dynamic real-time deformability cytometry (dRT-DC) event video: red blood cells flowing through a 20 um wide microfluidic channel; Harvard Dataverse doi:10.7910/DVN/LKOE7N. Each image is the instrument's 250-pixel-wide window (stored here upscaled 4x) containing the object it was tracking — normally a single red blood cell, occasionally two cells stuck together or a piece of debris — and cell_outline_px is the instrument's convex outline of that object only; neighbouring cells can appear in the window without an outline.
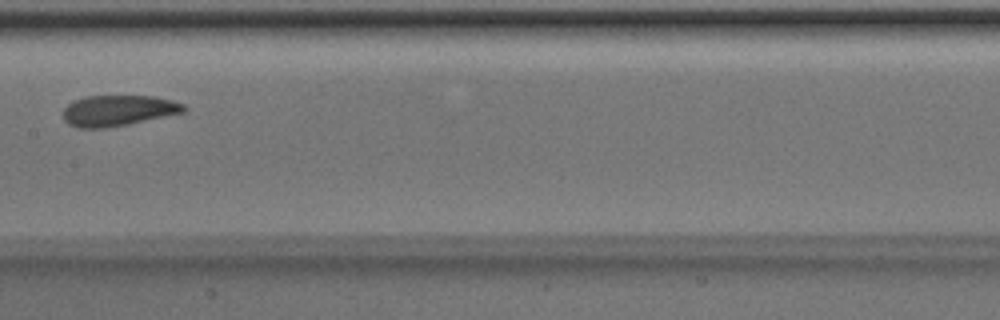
{"species": "Egyptian fruit bat (a non-hibernating species)", "species_latin": "Rousettus aegyptiacus", "temperature_condition": "room temperature", "stored_images_in_passage": 5, "camera_frame_rate_fps": 3000, "um_per_image_px": 0.085, "animal": {"sex": "male"}, "frame": {"image": 1, "passage_image": 5, "time_ms": 1.333, "image_size_px": [1000, 320], "cell_outline_px": [[188, 108], [184, 112], [128, 124], [104, 128], [80, 128], [68, 124], [64, 120], [64, 108], [72, 100], [84, 96], [156, 96], [172, 100], [184, 104]], "centroid_in_image_um": [10.04, 9.39], "position_along_channel_um": 197.4, "area_um2": 21.73}}